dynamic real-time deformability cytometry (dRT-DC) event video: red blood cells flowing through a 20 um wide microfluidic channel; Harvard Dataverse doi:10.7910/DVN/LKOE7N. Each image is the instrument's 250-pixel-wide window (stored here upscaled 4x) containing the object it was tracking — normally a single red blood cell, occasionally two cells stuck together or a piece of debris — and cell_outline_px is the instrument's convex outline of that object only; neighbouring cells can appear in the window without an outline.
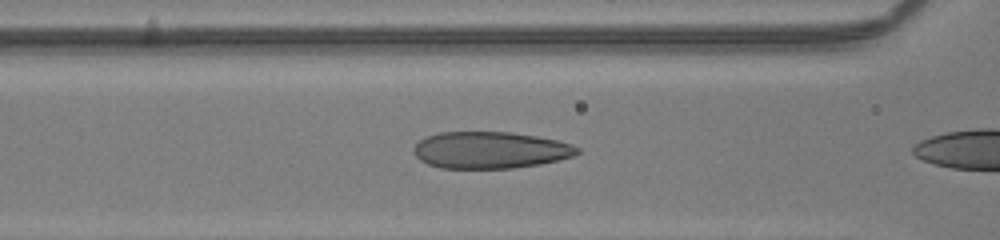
{"species": "human", "species_latin": "Homo sapiens", "temperature_condition": "room temperature", "stored_images_in_passage": 34, "camera_frame_rate_fps": 3000, "um_per_image_px": 0.085, "donor": {"sex": "male"}, "frame": {"image": 1, "passage_image": 27, "time_ms": 8.667, "image_size_px": [1000, 240], "cell_outline_px": [[580, 152], [572, 156], [540, 164], [512, 168], [440, 168], [428, 164], [420, 160], [412, 152], [412, 148], [424, 136], [440, 132], [508, 132], [536, 136], [556, 140], [572, 144], [580, 148]], "centroid_in_image_um": [41.63, 12.75], "position_along_channel_um": 125.0, "area_um2": 35.08}}
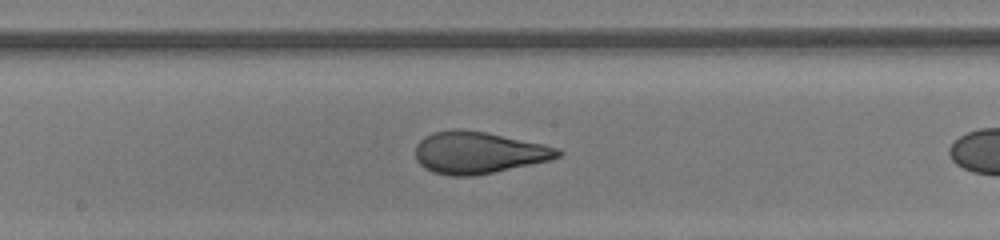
{"frame": {"image": 2, "passage_image": 33, "time_ms": 10.667, "image_size_px": [1000, 240], "cell_outline_px": [[564, 152], [560, 156], [548, 160], [492, 172], [472, 176], [452, 176], [432, 172], [424, 168], [416, 160], [416, 144], [424, 136], [432, 132], [456, 128], [460, 128], [488, 132], [544, 144], [560, 148]], "centroid_in_image_um": [40.64, 12.95], "position_along_channel_um": 207.6, "area_um2": 34.91}}